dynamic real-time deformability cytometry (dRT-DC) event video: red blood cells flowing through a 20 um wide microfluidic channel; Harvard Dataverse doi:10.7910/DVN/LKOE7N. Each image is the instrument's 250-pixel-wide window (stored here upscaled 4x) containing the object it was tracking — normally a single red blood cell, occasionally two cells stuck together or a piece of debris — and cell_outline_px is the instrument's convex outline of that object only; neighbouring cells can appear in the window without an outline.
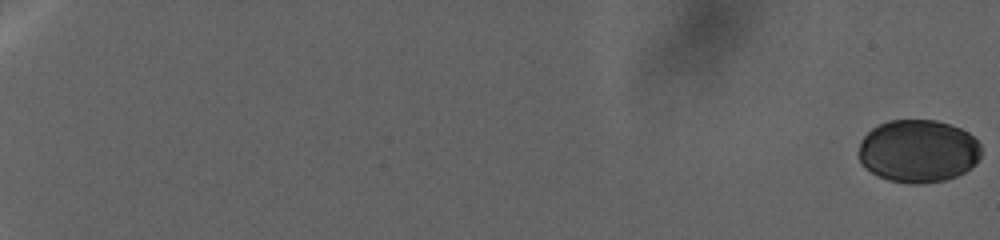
{"species": "human", "species_latin": "Homo sapiens", "temperature_condition": "warm", "stored_images_in_passage": 227, "camera_frame_rate_fps": 3000, "um_per_image_px": 0.085, "donor": {"sex": "female"}, "frame": {"image": 1, "passage_image": 1, "time_ms": 0.0, "image_size_px": [1000, 240], "cell_outline_px": [[980, 156], [976, 164], [964, 172], [956, 176], [944, 180], [924, 184], [908, 184], [888, 180], [864, 168], [860, 160], [860, 144], [864, 136], [872, 128], [880, 124], [892, 120], [932, 120], [948, 124], [960, 128], [968, 132], [980, 144]], "centroid_in_image_um": [78.06, 12.85], "position_along_channel_um": 6.9, "area_um2": 44.74}}
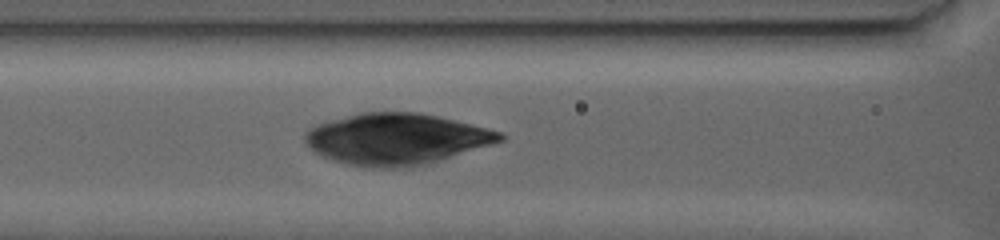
{"frame": {"image": 2, "passage_image": 132, "time_ms": 37.667, "image_size_px": [1000, 240], "cell_outline_px": [[504, 140], [432, 164], [412, 168], [364, 168], [344, 164], [332, 160], [316, 152], [308, 144], [304, 136], [312, 128], [320, 124], [332, 120], [364, 112], [420, 112], [500, 132], [504, 136]], "centroid_in_image_um": [33.72, 11.86], "position_along_channel_um": 132.9, "area_um2": 57.97}}
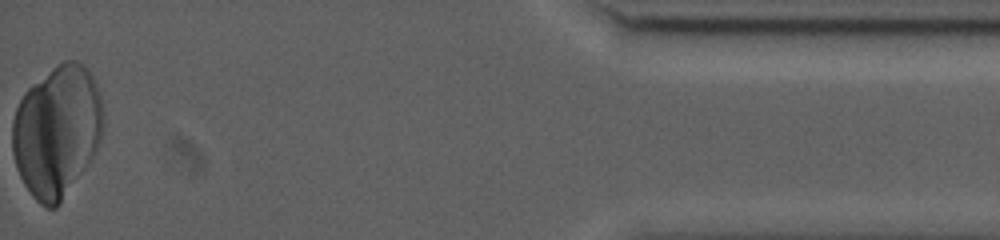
{"frame": {"image": 3, "passage_image": 227, "time_ms": 70.667, "image_size_px": [1000, 240], "cell_outline_px": [[100, 136], [88, 160], [60, 204], [56, 208], [44, 208], [32, 196], [24, 184], [16, 168], [12, 152], [12, 120], [16, 108], [24, 92], [28, 88], [52, 68], [64, 60], [76, 60], [88, 68], [96, 84], [100, 96]], "centroid_in_image_um": [4.76, 11.13], "position_along_channel_um": 430.4, "area_um2": 68.44}}